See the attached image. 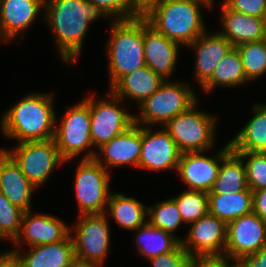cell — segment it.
Wrapping results in <instances>:
<instances>
[{
  "instance_id": "d590c367",
  "label": "cell",
  "mask_w": 266,
  "mask_h": 267,
  "mask_svg": "<svg viewBox=\"0 0 266 267\" xmlns=\"http://www.w3.org/2000/svg\"><path fill=\"white\" fill-rule=\"evenodd\" d=\"M106 18L112 21L131 19L130 0H88ZM113 17V18H112Z\"/></svg>"
},
{
  "instance_id": "9a60e30c",
  "label": "cell",
  "mask_w": 266,
  "mask_h": 267,
  "mask_svg": "<svg viewBox=\"0 0 266 267\" xmlns=\"http://www.w3.org/2000/svg\"><path fill=\"white\" fill-rule=\"evenodd\" d=\"M187 238H181V246L190 255H222L227 241V224L207 213L190 223Z\"/></svg>"
},
{
  "instance_id": "6da1fadb",
  "label": "cell",
  "mask_w": 266,
  "mask_h": 267,
  "mask_svg": "<svg viewBox=\"0 0 266 267\" xmlns=\"http://www.w3.org/2000/svg\"><path fill=\"white\" fill-rule=\"evenodd\" d=\"M44 16L56 39L60 58L75 63L89 24L103 16L88 0H45Z\"/></svg>"
},
{
  "instance_id": "30bf717a",
  "label": "cell",
  "mask_w": 266,
  "mask_h": 267,
  "mask_svg": "<svg viewBox=\"0 0 266 267\" xmlns=\"http://www.w3.org/2000/svg\"><path fill=\"white\" fill-rule=\"evenodd\" d=\"M73 228L75 258L78 261L103 266L110 245V230L107 213L79 215Z\"/></svg>"
},
{
  "instance_id": "ab89813d",
  "label": "cell",
  "mask_w": 266,
  "mask_h": 267,
  "mask_svg": "<svg viewBox=\"0 0 266 267\" xmlns=\"http://www.w3.org/2000/svg\"><path fill=\"white\" fill-rule=\"evenodd\" d=\"M162 0H130L131 19L145 17Z\"/></svg>"
},
{
  "instance_id": "603a6c76",
  "label": "cell",
  "mask_w": 266,
  "mask_h": 267,
  "mask_svg": "<svg viewBox=\"0 0 266 267\" xmlns=\"http://www.w3.org/2000/svg\"><path fill=\"white\" fill-rule=\"evenodd\" d=\"M221 7L223 29L219 33L224 36L233 47L263 39L265 25L262 18L235 12L229 9L223 2Z\"/></svg>"
},
{
  "instance_id": "d6986e66",
  "label": "cell",
  "mask_w": 266,
  "mask_h": 267,
  "mask_svg": "<svg viewBox=\"0 0 266 267\" xmlns=\"http://www.w3.org/2000/svg\"><path fill=\"white\" fill-rule=\"evenodd\" d=\"M45 0H0L1 39L7 43L34 22Z\"/></svg>"
},
{
  "instance_id": "7c38bea8",
  "label": "cell",
  "mask_w": 266,
  "mask_h": 267,
  "mask_svg": "<svg viewBox=\"0 0 266 267\" xmlns=\"http://www.w3.org/2000/svg\"><path fill=\"white\" fill-rule=\"evenodd\" d=\"M265 245L266 222L253 211L227 224L224 254L234 262L256 253Z\"/></svg>"
},
{
  "instance_id": "4dcf8cb0",
  "label": "cell",
  "mask_w": 266,
  "mask_h": 267,
  "mask_svg": "<svg viewBox=\"0 0 266 267\" xmlns=\"http://www.w3.org/2000/svg\"><path fill=\"white\" fill-rule=\"evenodd\" d=\"M241 57L246 79L250 82L266 73V48L262 40L235 47Z\"/></svg>"
},
{
  "instance_id": "7dc6e473",
  "label": "cell",
  "mask_w": 266,
  "mask_h": 267,
  "mask_svg": "<svg viewBox=\"0 0 266 267\" xmlns=\"http://www.w3.org/2000/svg\"><path fill=\"white\" fill-rule=\"evenodd\" d=\"M1 239H5V238L0 234V240H1Z\"/></svg>"
},
{
  "instance_id": "7402d4cb",
  "label": "cell",
  "mask_w": 266,
  "mask_h": 267,
  "mask_svg": "<svg viewBox=\"0 0 266 267\" xmlns=\"http://www.w3.org/2000/svg\"><path fill=\"white\" fill-rule=\"evenodd\" d=\"M19 249L14 248L12 252L21 260L23 267H70L76 260L72 233L63 241L32 246L24 255Z\"/></svg>"
},
{
  "instance_id": "4fadbf2b",
  "label": "cell",
  "mask_w": 266,
  "mask_h": 267,
  "mask_svg": "<svg viewBox=\"0 0 266 267\" xmlns=\"http://www.w3.org/2000/svg\"><path fill=\"white\" fill-rule=\"evenodd\" d=\"M229 142L214 157L201 152L182 153L177 174L188 186V190L209 193L218 177L222 159L231 151Z\"/></svg>"
},
{
  "instance_id": "2e32d148",
  "label": "cell",
  "mask_w": 266,
  "mask_h": 267,
  "mask_svg": "<svg viewBox=\"0 0 266 267\" xmlns=\"http://www.w3.org/2000/svg\"><path fill=\"white\" fill-rule=\"evenodd\" d=\"M181 151L164 128L152 132L150 126H142V146L138 168L147 170L177 171Z\"/></svg>"
},
{
  "instance_id": "83f0119b",
  "label": "cell",
  "mask_w": 266,
  "mask_h": 267,
  "mask_svg": "<svg viewBox=\"0 0 266 267\" xmlns=\"http://www.w3.org/2000/svg\"><path fill=\"white\" fill-rule=\"evenodd\" d=\"M106 208L116 223L127 230L134 231L147 222L148 207L120 192L110 194Z\"/></svg>"
},
{
  "instance_id": "44dd1931",
  "label": "cell",
  "mask_w": 266,
  "mask_h": 267,
  "mask_svg": "<svg viewBox=\"0 0 266 267\" xmlns=\"http://www.w3.org/2000/svg\"><path fill=\"white\" fill-rule=\"evenodd\" d=\"M195 49V77L202 86L213 74L219 61L233 48V45L218 33L212 35L206 31L187 46Z\"/></svg>"
},
{
  "instance_id": "9c48e42d",
  "label": "cell",
  "mask_w": 266,
  "mask_h": 267,
  "mask_svg": "<svg viewBox=\"0 0 266 267\" xmlns=\"http://www.w3.org/2000/svg\"><path fill=\"white\" fill-rule=\"evenodd\" d=\"M11 150H4L20 167L22 173L36 187L48 180L59 163H65L54 138L42 141L18 143Z\"/></svg>"
},
{
  "instance_id": "4316f807",
  "label": "cell",
  "mask_w": 266,
  "mask_h": 267,
  "mask_svg": "<svg viewBox=\"0 0 266 267\" xmlns=\"http://www.w3.org/2000/svg\"><path fill=\"white\" fill-rule=\"evenodd\" d=\"M248 188L246 167L243 159L231 150L221 161L218 177L207 194H228Z\"/></svg>"
},
{
  "instance_id": "cb8c5ba5",
  "label": "cell",
  "mask_w": 266,
  "mask_h": 267,
  "mask_svg": "<svg viewBox=\"0 0 266 267\" xmlns=\"http://www.w3.org/2000/svg\"><path fill=\"white\" fill-rule=\"evenodd\" d=\"M164 81L150 67L144 66L123 76L110 90L123 101L127 97L140 104L150 97Z\"/></svg>"
},
{
  "instance_id": "5bb4252c",
  "label": "cell",
  "mask_w": 266,
  "mask_h": 267,
  "mask_svg": "<svg viewBox=\"0 0 266 267\" xmlns=\"http://www.w3.org/2000/svg\"><path fill=\"white\" fill-rule=\"evenodd\" d=\"M141 146L142 126L134 123L127 130L97 148L100 150L99 153L89 151L83 159H95L107 170L111 167H121L129 164L138 167ZM100 157H104V159Z\"/></svg>"
},
{
  "instance_id": "8992f818",
  "label": "cell",
  "mask_w": 266,
  "mask_h": 267,
  "mask_svg": "<svg viewBox=\"0 0 266 267\" xmlns=\"http://www.w3.org/2000/svg\"><path fill=\"white\" fill-rule=\"evenodd\" d=\"M197 103L163 126L181 153L207 152L215 143L217 119L196 109Z\"/></svg>"
},
{
  "instance_id": "e575fe53",
  "label": "cell",
  "mask_w": 266,
  "mask_h": 267,
  "mask_svg": "<svg viewBox=\"0 0 266 267\" xmlns=\"http://www.w3.org/2000/svg\"><path fill=\"white\" fill-rule=\"evenodd\" d=\"M24 212L0 193V234L5 239L13 242L19 235Z\"/></svg>"
},
{
  "instance_id": "3957f363",
  "label": "cell",
  "mask_w": 266,
  "mask_h": 267,
  "mask_svg": "<svg viewBox=\"0 0 266 267\" xmlns=\"http://www.w3.org/2000/svg\"><path fill=\"white\" fill-rule=\"evenodd\" d=\"M202 5L213 6L207 0H162L144 18L168 39L188 46L206 31Z\"/></svg>"
},
{
  "instance_id": "60d3db41",
  "label": "cell",
  "mask_w": 266,
  "mask_h": 267,
  "mask_svg": "<svg viewBox=\"0 0 266 267\" xmlns=\"http://www.w3.org/2000/svg\"><path fill=\"white\" fill-rule=\"evenodd\" d=\"M237 267H266V245L256 253L242 257Z\"/></svg>"
},
{
  "instance_id": "74e56055",
  "label": "cell",
  "mask_w": 266,
  "mask_h": 267,
  "mask_svg": "<svg viewBox=\"0 0 266 267\" xmlns=\"http://www.w3.org/2000/svg\"><path fill=\"white\" fill-rule=\"evenodd\" d=\"M223 3L235 12L262 19L266 11V0H224Z\"/></svg>"
},
{
  "instance_id": "7a4b0ae2",
  "label": "cell",
  "mask_w": 266,
  "mask_h": 267,
  "mask_svg": "<svg viewBox=\"0 0 266 267\" xmlns=\"http://www.w3.org/2000/svg\"><path fill=\"white\" fill-rule=\"evenodd\" d=\"M53 95L29 93L5 111L0 123L4 135L19 143L54 138L57 122Z\"/></svg>"
},
{
  "instance_id": "5b68a950",
  "label": "cell",
  "mask_w": 266,
  "mask_h": 267,
  "mask_svg": "<svg viewBox=\"0 0 266 267\" xmlns=\"http://www.w3.org/2000/svg\"><path fill=\"white\" fill-rule=\"evenodd\" d=\"M197 102L188 84L165 80L140 106V117L134 115V123L143 126L165 125L169 120L187 111ZM142 124V125H141Z\"/></svg>"
},
{
  "instance_id": "484cf974",
  "label": "cell",
  "mask_w": 266,
  "mask_h": 267,
  "mask_svg": "<svg viewBox=\"0 0 266 267\" xmlns=\"http://www.w3.org/2000/svg\"><path fill=\"white\" fill-rule=\"evenodd\" d=\"M254 113L251 120L229 141L234 152L266 153V104L256 103Z\"/></svg>"
},
{
  "instance_id": "f6af8a7d",
  "label": "cell",
  "mask_w": 266,
  "mask_h": 267,
  "mask_svg": "<svg viewBox=\"0 0 266 267\" xmlns=\"http://www.w3.org/2000/svg\"><path fill=\"white\" fill-rule=\"evenodd\" d=\"M262 41H263L265 48H266V29H265V33H264Z\"/></svg>"
},
{
  "instance_id": "e0dca14e",
  "label": "cell",
  "mask_w": 266,
  "mask_h": 267,
  "mask_svg": "<svg viewBox=\"0 0 266 267\" xmlns=\"http://www.w3.org/2000/svg\"><path fill=\"white\" fill-rule=\"evenodd\" d=\"M71 231L68 225L53 215L43 213L33 215L29 210L24 212L19 235L13 242L19 247L24 241L30 247L56 243L65 240Z\"/></svg>"
},
{
  "instance_id": "8d00e7d4",
  "label": "cell",
  "mask_w": 266,
  "mask_h": 267,
  "mask_svg": "<svg viewBox=\"0 0 266 267\" xmlns=\"http://www.w3.org/2000/svg\"><path fill=\"white\" fill-rule=\"evenodd\" d=\"M153 267H189L190 255L181 244L173 251L149 259Z\"/></svg>"
},
{
  "instance_id": "b9f144b4",
  "label": "cell",
  "mask_w": 266,
  "mask_h": 267,
  "mask_svg": "<svg viewBox=\"0 0 266 267\" xmlns=\"http://www.w3.org/2000/svg\"><path fill=\"white\" fill-rule=\"evenodd\" d=\"M253 212L266 222V189L253 191Z\"/></svg>"
},
{
  "instance_id": "d6a6232c",
  "label": "cell",
  "mask_w": 266,
  "mask_h": 267,
  "mask_svg": "<svg viewBox=\"0 0 266 267\" xmlns=\"http://www.w3.org/2000/svg\"><path fill=\"white\" fill-rule=\"evenodd\" d=\"M173 199L184 223H193L208 213V194L206 192L185 190Z\"/></svg>"
},
{
  "instance_id": "277c9868",
  "label": "cell",
  "mask_w": 266,
  "mask_h": 267,
  "mask_svg": "<svg viewBox=\"0 0 266 267\" xmlns=\"http://www.w3.org/2000/svg\"><path fill=\"white\" fill-rule=\"evenodd\" d=\"M106 51L110 88L123 76L146 66L143 43V17L115 20Z\"/></svg>"
},
{
  "instance_id": "ba28073f",
  "label": "cell",
  "mask_w": 266,
  "mask_h": 267,
  "mask_svg": "<svg viewBox=\"0 0 266 267\" xmlns=\"http://www.w3.org/2000/svg\"><path fill=\"white\" fill-rule=\"evenodd\" d=\"M60 125H55L54 140L60 156L67 162L93 147L91 139L90 97L71 108L66 107Z\"/></svg>"
},
{
  "instance_id": "1f68e13d",
  "label": "cell",
  "mask_w": 266,
  "mask_h": 267,
  "mask_svg": "<svg viewBox=\"0 0 266 267\" xmlns=\"http://www.w3.org/2000/svg\"><path fill=\"white\" fill-rule=\"evenodd\" d=\"M148 217L149 220L147 221L152 226L162 229L172 235H175V230L178 229L180 224L184 223L178 206L173 198L163 202L159 201L153 206L148 207Z\"/></svg>"
},
{
  "instance_id": "f546056e",
  "label": "cell",
  "mask_w": 266,
  "mask_h": 267,
  "mask_svg": "<svg viewBox=\"0 0 266 267\" xmlns=\"http://www.w3.org/2000/svg\"><path fill=\"white\" fill-rule=\"evenodd\" d=\"M242 61L238 50L233 47L217 64L212 76L201 86L207 93L216 86L234 87L246 83Z\"/></svg>"
},
{
  "instance_id": "ffe728a7",
  "label": "cell",
  "mask_w": 266,
  "mask_h": 267,
  "mask_svg": "<svg viewBox=\"0 0 266 267\" xmlns=\"http://www.w3.org/2000/svg\"><path fill=\"white\" fill-rule=\"evenodd\" d=\"M37 188L22 173L20 167L0 150V193L24 211L31 210V195Z\"/></svg>"
},
{
  "instance_id": "ee69618b",
  "label": "cell",
  "mask_w": 266,
  "mask_h": 267,
  "mask_svg": "<svg viewBox=\"0 0 266 267\" xmlns=\"http://www.w3.org/2000/svg\"><path fill=\"white\" fill-rule=\"evenodd\" d=\"M70 267H102V265L75 260Z\"/></svg>"
},
{
  "instance_id": "ac0fdd59",
  "label": "cell",
  "mask_w": 266,
  "mask_h": 267,
  "mask_svg": "<svg viewBox=\"0 0 266 267\" xmlns=\"http://www.w3.org/2000/svg\"><path fill=\"white\" fill-rule=\"evenodd\" d=\"M143 43L146 66L167 80L175 70L180 44L158 32L144 17Z\"/></svg>"
},
{
  "instance_id": "52a82bcc",
  "label": "cell",
  "mask_w": 266,
  "mask_h": 267,
  "mask_svg": "<svg viewBox=\"0 0 266 267\" xmlns=\"http://www.w3.org/2000/svg\"><path fill=\"white\" fill-rule=\"evenodd\" d=\"M75 169V194L80 215L106 213L110 190L108 170L95 159H82Z\"/></svg>"
},
{
  "instance_id": "f1b7e54d",
  "label": "cell",
  "mask_w": 266,
  "mask_h": 267,
  "mask_svg": "<svg viewBox=\"0 0 266 267\" xmlns=\"http://www.w3.org/2000/svg\"><path fill=\"white\" fill-rule=\"evenodd\" d=\"M134 231H137L138 252L148 259L173 251L181 244L180 238L152 226L148 221Z\"/></svg>"
},
{
  "instance_id": "8fae6325",
  "label": "cell",
  "mask_w": 266,
  "mask_h": 267,
  "mask_svg": "<svg viewBox=\"0 0 266 267\" xmlns=\"http://www.w3.org/2000/svg\"><path fill=\"white\" fill-rule=\"evenodd\" d=\"M109 91L110 99L107 100L95 101L90 96L91 139L93 146L97 148L134 124V115L117 107L122 99Z\"/></svg>"
},
{
  "instance_id": "836d02e7",
  "label": "cell",
  "mask_w": 266,
  "mask_h": 267,
  "mask_svg": "<svg viewBox=\"0 0 266 267\" xmlns=\"http://www.w3.org/2000/svg\"><path fill=\"white\" fill-rule=\"evenodd\" d=\"M246 159L247 185L251 191L266 189V153L265 152H235Z\"/></svg>"
},
{
  "instance_id": "d4e9b609",
  "label": "cell",
  "mask_w": 266,
  "mask_h": 267,
  "mask_svg": "<svg viewBox=\"0 0 266 267\" xmlns=\"http://www.w3.org/2000/svg\"><path fill=\"white\" fill-rule=\"evenodd\" d=\"M253 191L249 188L236 193L208 194V213L226 224L253 211Z\"/></svg>"
},
{
  "instance_id": "bcb514c9",
  "label": "cell",
  "mask_w": 266,
  "mask_h": 267,
  "mask_svg": "<svg viewBox=\"0 0 266 267\" xmlns=\"http://www.w3.org/2000/svg\"><path fill=\"white\" fill-rule=\"evenodd\" d=\"M263 22H264L265 29H266V11H265V14H264V17H263Z\"/></svg>"
},
{
  "instance_id": "f35d334b",
  "label": "cell",
  "mask_w": 266,
  "mask_h": 267,
  "mask_svg": "<svg viewBox=\"0 0 266 267\" xmlns=\"http://www.w3.org/2000/svg\"><path fill=\"white\" fill-rule=\"evenodd\" d=\"M229 261V262H228ZM232 261V262H230ZM222 255H196L190 256L189 267H236L237 262Z\"/></svg>"
},
{
  "instance_id": "7bdbcfd3",
  "label": "cell",
  "mask_w": 266,
  "mask_h": 267,
  "mask_svg": "<svg viewBox=\"0 0 266 267\" xmlns=\"http://www.w3.org/2000/svg\"><path fill=\"white\" fill-rule=\"evenodd\" d=\"M0 267H23L21 260L11 250L0 254Z\"/></svg>"
}]
</instances>
